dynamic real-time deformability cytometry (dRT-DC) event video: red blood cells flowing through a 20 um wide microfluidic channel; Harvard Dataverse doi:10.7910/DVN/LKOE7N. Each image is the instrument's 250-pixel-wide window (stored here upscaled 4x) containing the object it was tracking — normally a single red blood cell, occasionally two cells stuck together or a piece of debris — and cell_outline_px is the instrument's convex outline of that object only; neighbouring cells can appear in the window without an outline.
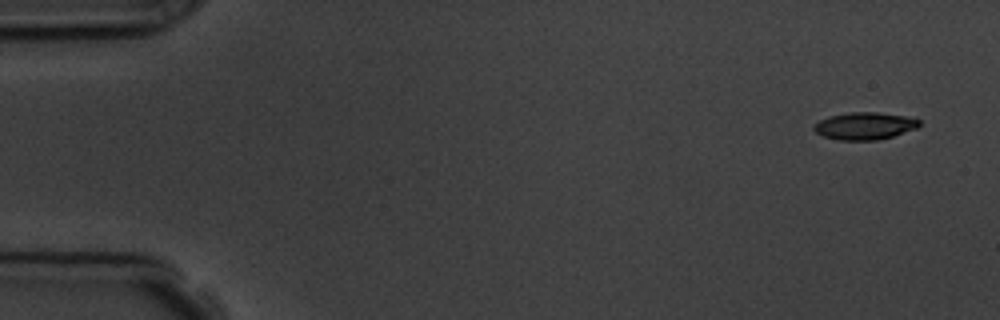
{"species": "common noctule bat (a hibernating species)", "species_latin": "Nyctalus noctula", "temperature_condition": "room temperature", "stored_images_in_passage": 6, "camera_frame_rate_fps": 3000, "um_per_image_px": 0.085, "animal": {"sex": "male", "body_mass_g": 19.5, "forearm_length_mm": 54.6}, "frame": {"image": 1, "passage_image": 1, "time_ms": 0.0, "image_size_px": [1000, 320], "cell_outline_px": [[920, 124], [916, 128], [892, 136], [876, 140], [836, 140], [824, 136], [816, 132], [812, 128], [820, 120], [828, 116], [852, 112], [880, 112], [916, 116], [920, 120]], "centroid_in_image_um": [73.55, 10.68], "position_along_channel_um": 11.5, "area_um2": 16.94}}
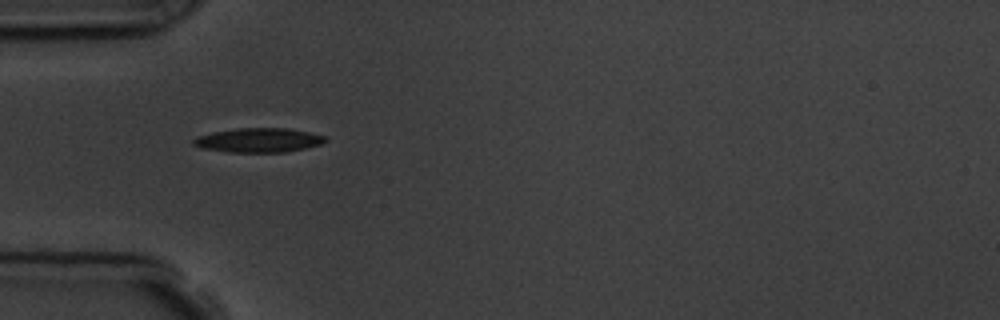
{"frame": {"image": 2, "passage_image": 5, "time_ms": 4.667, "image_size_px": [1000, 320], "cell_outline_px": [[328, 140], [320, 144], [304, 148], [284, 152], [228, 152], [200, 148], [192, 144], [192, 140], [200, 136], [212, 132], [236, 128], [288, 128], [308, 132], [324, 136]], "centroid_in_image_um": [21.95, 11.91], "position_along_channel_um": 63.1, "area_um2": 18.55}}